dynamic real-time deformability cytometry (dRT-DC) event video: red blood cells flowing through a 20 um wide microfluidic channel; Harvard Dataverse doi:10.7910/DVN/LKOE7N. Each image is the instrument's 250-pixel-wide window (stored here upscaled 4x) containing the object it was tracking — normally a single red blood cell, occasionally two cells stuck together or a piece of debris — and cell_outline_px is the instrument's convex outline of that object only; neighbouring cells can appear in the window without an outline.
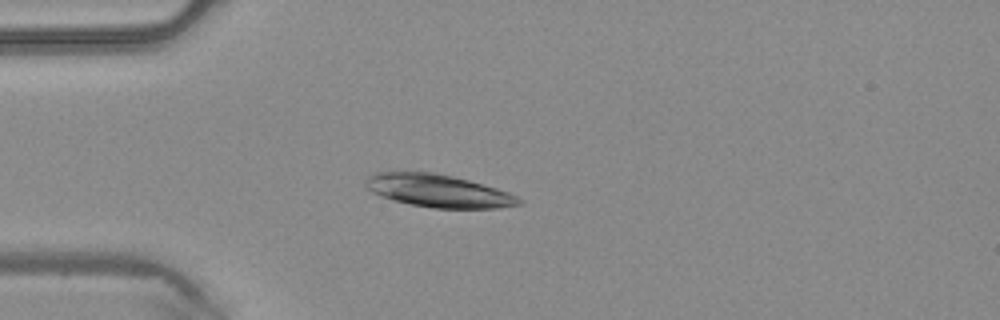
{"species": "common noctule bat (a hibernating species)", "species_latin": "Nyctalus noctula", "temperature_condition": "warm", "stored_images_in_passage": 4, "camera_frame_rate_fps": 3000, "um_per_image_px": 0.085, "animal": {"sex": "male", "body_mass_g": 20.4}, "frame": {"image": 1, "passage_image": 4, "time_ms": 1.0, "image_size_px": [1000, 320], "cell_outline_px": [[524, 204], [496, 208], [432, 208], [392, 200], [380, 196], [372, 192], [364, 184], [364, 180], [368, 176], [376, 172], [432, 172], [452, 176], [468, 180], [496, 188], [508, 192], [524, 200]], "centroid_in_image_um": [37.25, 16.22], "position_along_channel_um": 47.7, "area_um2": 29.19}}